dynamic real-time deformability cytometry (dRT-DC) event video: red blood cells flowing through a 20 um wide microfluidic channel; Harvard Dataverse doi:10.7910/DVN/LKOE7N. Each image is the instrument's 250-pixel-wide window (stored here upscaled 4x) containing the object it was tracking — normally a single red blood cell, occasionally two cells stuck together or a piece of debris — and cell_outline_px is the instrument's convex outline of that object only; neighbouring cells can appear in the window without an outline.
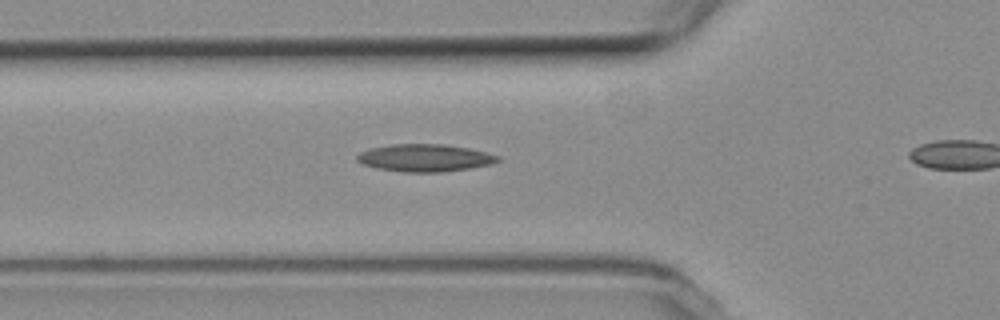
{"species": "common noctule bat (a hibernating species)", "species_latin": "Nyctalus noctula", "temperature_condition": "room temperature", "stored_images_in_passage": 30, "camera_frame_rate_fps": 3000, "um_per_image_px": 0.085, "animal": {"sex": "female", "body_mass_g": 19.3, "forearm_length_mm": 54.1}, "frame": {"image": 1, "passage_image": 5, "time_ms": 1.333, "image_size_px": [1000, 320], "cell_outline_px": [[500, 160], [492, 164], [468, 168], [440, 172], [404, 172], [376, 168], [364, 164], [356, 160], [356, 156], [360, 152], [372, 148], [392, 144], [444, 144], [468, 148], [500, 156]], "centroid_in_image_um": [36.1, 13.42], "position_along_channel_um": 89.7, "area_um2": 22.31}}
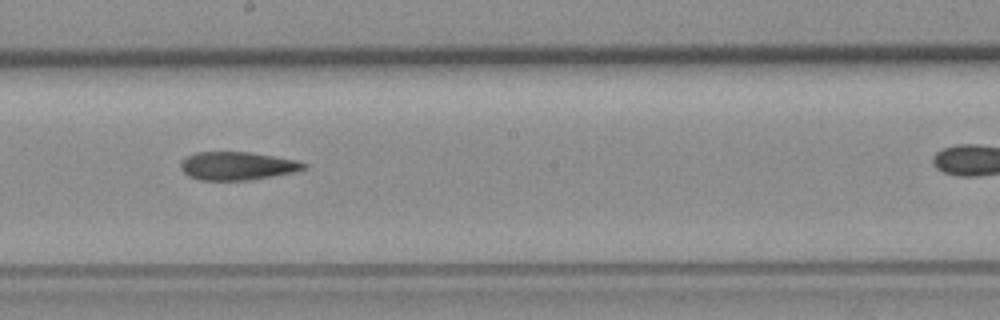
{"frame": {"image": 2, "passage_image": 16, "time_ms": 5.0, "image_size_px": [1000, 320], "cell_outline_px": [[308, 164], [304, 168], [292, 172], [272, 176], [248, 180], [200, 180], [188, 176], [180, 168], [180, 164], [188, 156], [196, 152], [248, 152], [296, 160]], "centroid_in_image_um": [20.13, 14.1], "position_along_channel_um": 228.1, "area_um2": 19.94}}
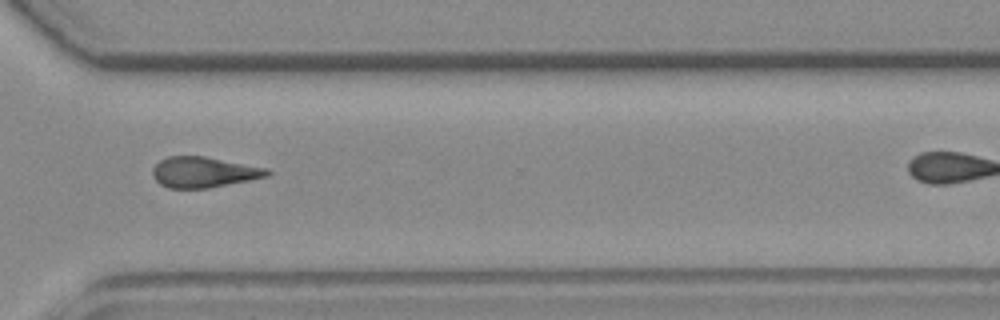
{"frame": {"image": 3, "passage_image": 26, "time_ms": 8.333, "image_size_px": [1000, 320], "cell_outline_px": [[272, 172], [268, 176], [208, 188], [168, 188], [160, 184], [152, 176], [152, 168], [160, 160], [168, 156], [204, 156], [268, 168]], "centroid_in_image_um": [17.3, 14.63], "position_along_channel_um": 353.3, "area_um2": 20.4}}